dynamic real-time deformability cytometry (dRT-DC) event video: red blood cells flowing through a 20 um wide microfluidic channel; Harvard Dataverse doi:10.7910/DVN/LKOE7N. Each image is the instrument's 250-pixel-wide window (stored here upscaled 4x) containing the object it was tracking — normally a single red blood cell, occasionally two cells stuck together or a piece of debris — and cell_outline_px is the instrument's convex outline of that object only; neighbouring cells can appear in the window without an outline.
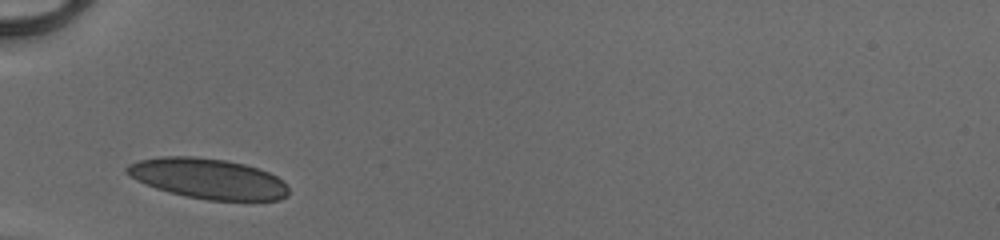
{"species": "human", "species_latin": "Homo sapiens", "temperature_condition": "cold", "stored_images_in_passage": 12, "camera_frame_rate_fps": 3000, "um_per_image_px": 0.085, "donor": {"sex": "male"}, "frame": {"image": 1, "passage_image": 1, "time_ms": 0.0, "image_size_px": [1000, 240], "cell_outline_px": [[288, 192], [280, 200], [208, 200], [184, 196], [168, 192], [156, 188], [136, 180], [128, 176], [124, 172], [124, 168], [128, 164], [140, 160], [160, 156], [192, 156], [228, 160], [244, 164], [268, 172], [276, 176], [288, 188]], "centroid_in_image_um": [17.61, 15.17], "position_along_channel_um": 67.4, "area_um2": 37.97}}
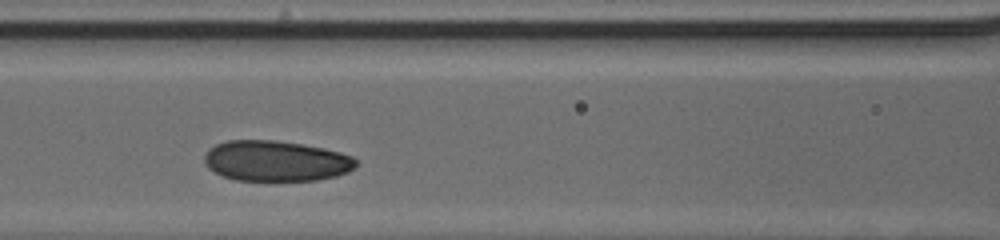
{"frame": {"image": 2, "passage_image": 7, "time_ms": 2.0, "image_size_px": [1000, 240], "cell_outline_px": [[356, 164], [348, 172], [336, 176], [316, 180], [236, 180], [224, 176], [208, 168], [204, 164], [204, 156], [208, 148], [216, 144], [228, 140], [272, 140], [300, 144], [324, 148], [340, 152], [352, 156], [356, 160]], "centroid_in_image_um": [23.43, 13.67], "position_along_channel_um": 143.2, "area_um2": 35.72}}
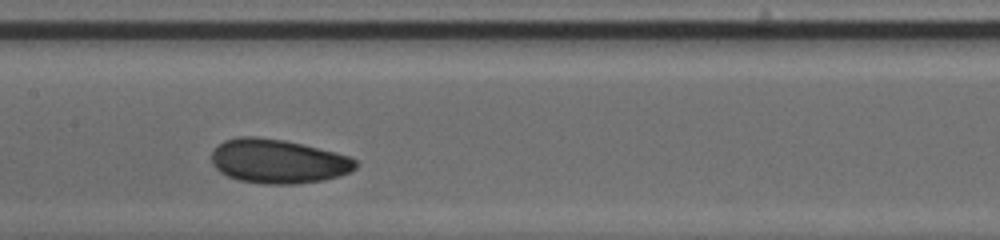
{"frame": {"image": 3, "passage_image": 10, "time_ms": 3.0, "image_size_px": [1000, 240], "cell_outline_px": [[360, 164], [356, 168], [340, 176], [324, 180], [296, 184], [264, 184], [240, 180], [228, 176], [220, 172], [212, 164], [212, 152], [224, 140], [236, 136], [256, 136], [284, 140], [352, 156]], "centroid_in_image_um": [23.66, 13.71], "position_along_channel_um": 183.7, "area_um2": 37.22}}